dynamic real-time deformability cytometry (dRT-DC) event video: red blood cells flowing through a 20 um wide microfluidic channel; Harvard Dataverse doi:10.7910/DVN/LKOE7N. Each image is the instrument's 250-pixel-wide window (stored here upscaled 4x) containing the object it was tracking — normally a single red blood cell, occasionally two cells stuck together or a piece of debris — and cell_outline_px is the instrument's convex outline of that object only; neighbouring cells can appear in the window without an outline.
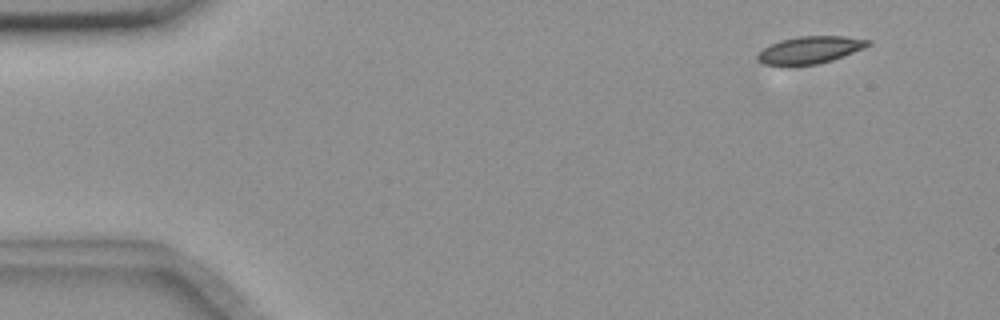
{"species": "common noctule bat (a hibernating species)", "species_latin": "Nyctalus noctula", "temperature_condition": "room temperature", "stored_images_in_passage": 56, "camera_frame_rate_fps": 3000, "um_per_image_px": 0.085, "animal": {"sex": "female", "body_mass_g": 18.4}, "frame": {"image": 1, "passage_image": 5, "time_ms": 1.333, "image_size_px": [1000, 320], "cell_outline_px": [[872, 44], [864, 48], [832, 60], [820, 64], [764, 64], [756, 60], [756, 56], [764, 48], [780, 40], [800, 36], [844, 36], [872, 40]], "centroid_in_image_um": [68.9, 4.22], "position_along_channel_um": 16.1, "area_um2": 17.28}}
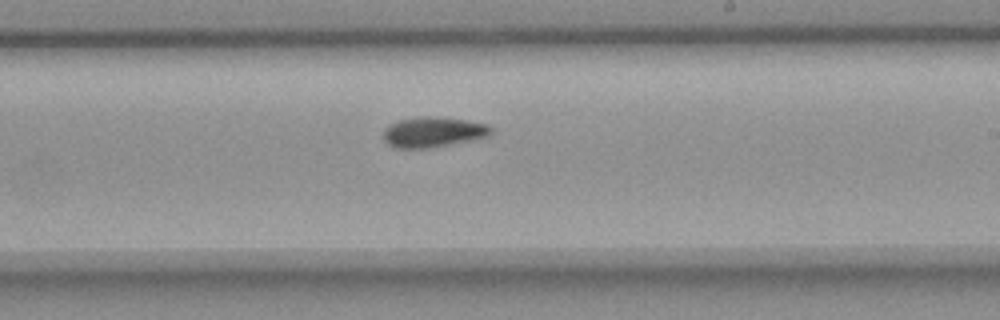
{"frame": {"image": 2, "passage_image": 33, "time_ms": 10.667, "image_size_px": [1000, 320], "cell_outline_px": [[492, 132], [488, 136], [472, 140], [428, 148], [396, 148], [388, 144], [384, 140], [384, 128], [388, 124], [400, 120], [424, 116], [436, 116], [464, 120], [488, 124], [492, 128]], "centroid_in_image_um": [36.81, 11.22], "position_along_channel_um": 252.2, "area_um2": 18.96}}
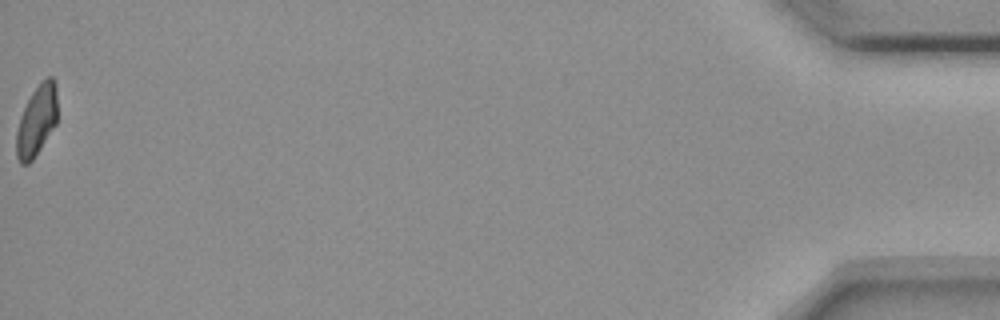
{"frame": {"image": 3, "passage_image": 56, "time_ms": 18.333, "image_size_px": [1000, 320], "cell_outline_px": [[56, 124], [32, 160], [28, 164], [20, 164], [16, 156], [16, 132], [20, 116], [32, 92], [40, 80], [48, 76], [52, 76], [56, 84]], "centroid_in_image_um": [3.1, 10.23], "position_along_channel_um": 432.1, "area_um2": 16.82}, "authors_computed_cell_mechanics": {"area_um2": 18.0625, "velocity_mm_per_s": 3.6441, "shape_relaxation_time_tau1_ms": 6.5838, "shape_relaxation_time_tau2_ms": null, "deformation_change_tau1": 0.15, "deformation_change_tau2": null}}